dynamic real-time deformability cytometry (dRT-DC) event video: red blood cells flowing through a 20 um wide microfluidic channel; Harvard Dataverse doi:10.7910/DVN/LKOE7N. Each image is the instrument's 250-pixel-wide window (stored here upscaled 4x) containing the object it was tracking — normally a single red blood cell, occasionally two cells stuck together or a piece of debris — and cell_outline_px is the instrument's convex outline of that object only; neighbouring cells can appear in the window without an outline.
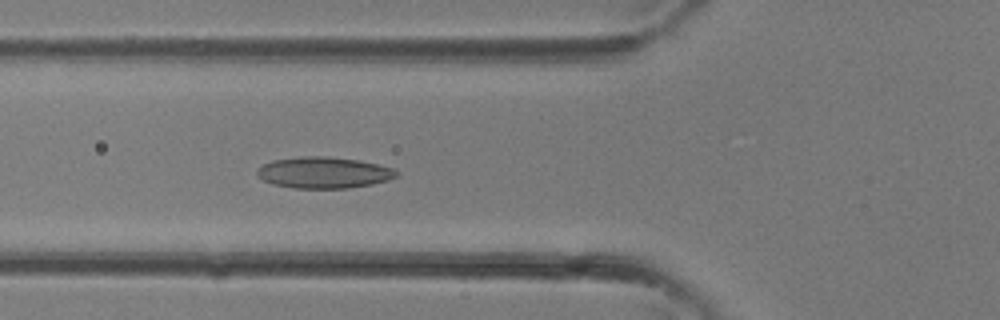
{"species": "common noctule bat (a hibernating species)", "species_latin": "Nyctalus noctula", "temperature_condition": "room temperature", "stored_images_in_passage": 26, "camera_frame_rate_fps": 3000, "um_per_image_px": 0.085, "animal": {"sex": "female"}, "frame": {"image": 1, "passage_image": 4, "time_ms": 1.0, "image_size_px": [1000, 320], "cell_outline_px": [[400, 172], [396, 176], [388, 180], [372, 184], [348, 188], [292, 188], [272, 184], [264, 180], [256, 172], [264, 164], [272, 160], [300, 156], [328, 156], [360, 160], [380, 164], [392, 168]], "centroid_in_image_um": [27.55, 14.66], "position_along_channel_um": 98.2, "area_um2": 25.49}}
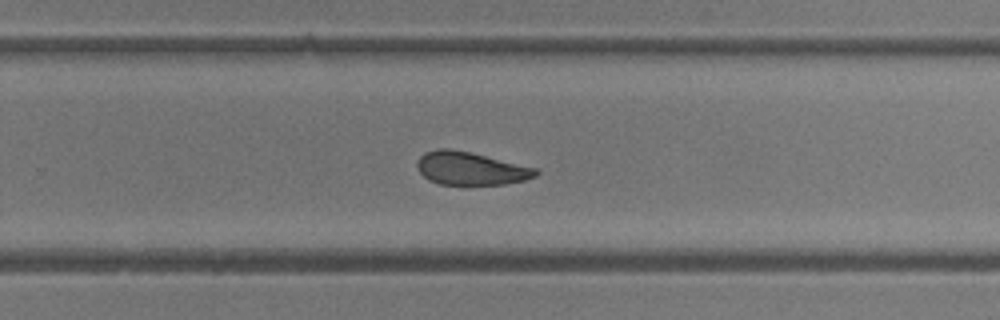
{"frame": {"image": 2, "passage_image": 14, "time_ms": 4.333, "image_size_px": [1000, 320], "cell_outline_px": [[540, 172], [536, 176], [524, 180], [504, 184], [440, 184], [428, 180], [420, 172], [416, 164], [420, 156], [424, 152], [440, 148], [448, 148], [468, 152], [536, 168]], "centroid_in_image_um": [39.98, 14.32], "position_along_channel_um": 289.8, "area_um2": 22.48}}
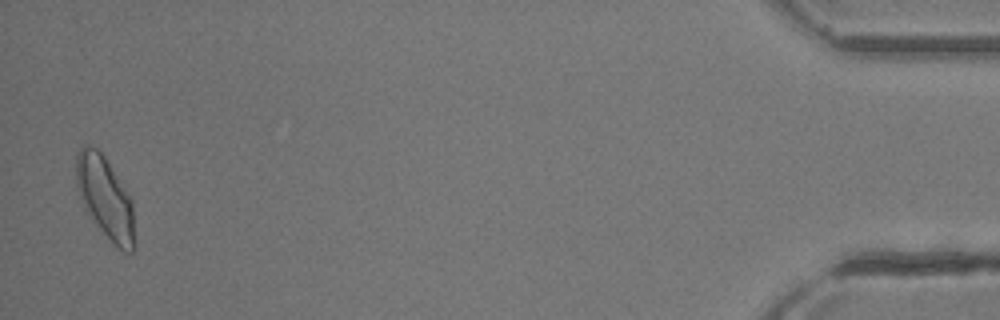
{"frame": {"image": 3, "passage_image": 26, "time_ms": 8.333, "image_size_px": [1000, 320], "cell_outline_px": [[136, 248], [132, 252], [124, 252], [100, 228], [84, 208], [76, 184], [76, 152], [84, 144], [88, 144], [96, 148], [104, 156], [132, 200]], "centroid_in_image_um": [8.95, 16.78], "position_along_channel_um": 426.3, "area_um2": 27.51}}